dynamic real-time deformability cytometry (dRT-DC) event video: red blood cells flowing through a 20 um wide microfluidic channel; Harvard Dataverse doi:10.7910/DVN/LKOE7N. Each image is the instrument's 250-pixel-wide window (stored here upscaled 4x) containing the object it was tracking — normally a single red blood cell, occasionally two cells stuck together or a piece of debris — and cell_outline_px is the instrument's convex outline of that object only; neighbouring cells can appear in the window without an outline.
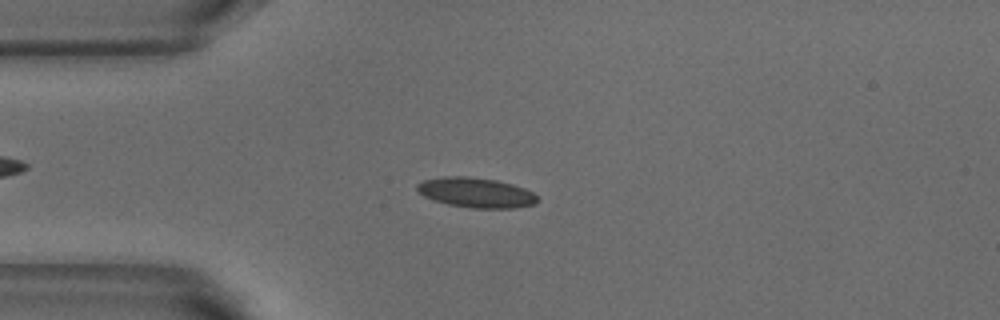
{"species": "common noctule bat (a hibernating species)", "species_latin": "Nyctalus noctula", "temperature_condition": "warm", "stored_images_in_passage": 3, "camera_frame_rate_fps": 3000, "um_per_image_px": 0.085, "animal": {"sex": "male", "body_mass_g": 18.8}, "frame": {"image": 1, "passage_image": 3, "time_ms": 0.667, "image_size_px": [1000, 320], "cell_outline_px": [[540, 200], [536, 204], [512, 208], [472, 208], [448, 204], [432, 200], [416, 192], [416, 184], [424, 180], [444, 176], [468, 176], [496, 180], [512, 184], [524, 188], [532, 192]], "centroid_in_image_um": [40.44, 16.37], "position_along_channel_um": 44.6, "area_um2": 21.15}}